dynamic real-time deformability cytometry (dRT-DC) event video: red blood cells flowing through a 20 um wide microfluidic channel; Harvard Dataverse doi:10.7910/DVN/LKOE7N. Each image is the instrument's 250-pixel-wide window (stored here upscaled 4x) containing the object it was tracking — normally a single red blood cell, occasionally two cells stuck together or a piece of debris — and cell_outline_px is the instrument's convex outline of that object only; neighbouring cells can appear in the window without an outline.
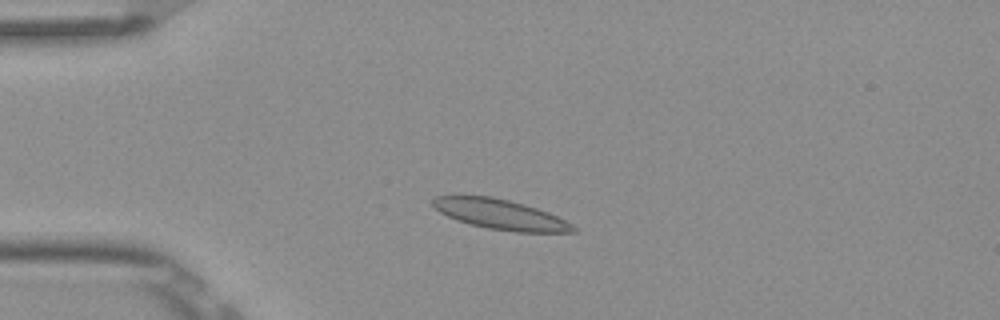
{"species": "Egyptian fruit bat (a non-hibernating species)", "species_latin": "Rousettus aegyptiacus", "temperature_condition": "room temperature", "stored_images_in_passage": 8, "camera_frame_rate_fps": 3000, "um_per_image_px": 0.085, "frame": {"image": 1, "passage_image": 4, "time_ms": 1.0, "image_size_px": [1000, 320], "cell_outline_px": [[576, 232], [516, 232], [488, 228], [456, 220], [440, 212], [432, 204], [432, 200], [436, 196], [452, 192], [492, 196], [524, 204], [548, 212], [572, 224], [576, 228]], "centroid_in_image_um": [42.43, 18.17], "position_along_channel_um": 42.6, "area_um2": 25.03}}
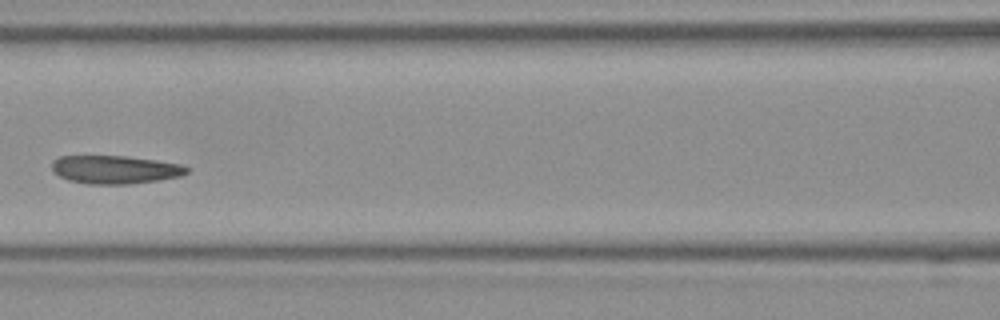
{"frame": {"image": 2, "passage_image": 7, "time_ms": 2.0, "image_size_px": [1000, 320], "cell_outline_px": [[192, 168], [188, 172], [180, 176], [160, 180], [128, 184], [88, 184], [68, 180], [52, 172], [52, 160], [60, 156], [128, 156], [156, 160], [180, 164]], "centroid_in_image_um": [9.79, 14.41], "position_along_channel_um": 156.8, "area_um2": 22.37}}
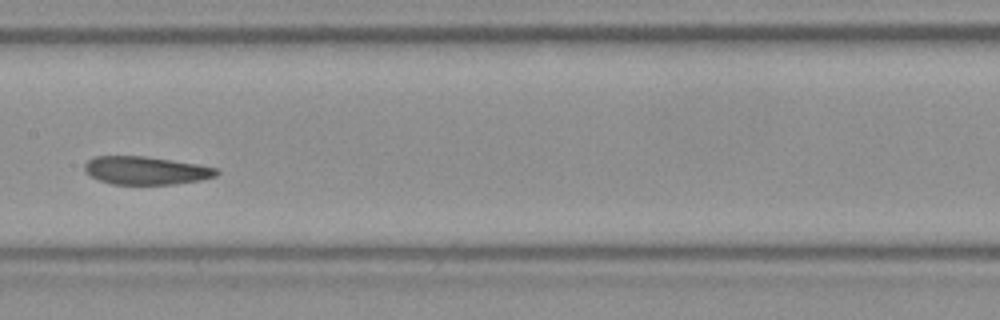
{"frame": {"image": 3, "passage_image": 8, "time_ms": 2.333, "image_size_px": [1000, 320], "cell_outline_px": [[220, 172], [216, 176], [200, 180], [176, 184], [112, 184], [100, 180], [84, 172], [84, 164], [92, 156], [144, 156], [196, 164], [216, 168]], "centroid_in_image_um": [12.37, 14.49], "position_along_channel_um": 195.0, "area_um2": 21.5}}